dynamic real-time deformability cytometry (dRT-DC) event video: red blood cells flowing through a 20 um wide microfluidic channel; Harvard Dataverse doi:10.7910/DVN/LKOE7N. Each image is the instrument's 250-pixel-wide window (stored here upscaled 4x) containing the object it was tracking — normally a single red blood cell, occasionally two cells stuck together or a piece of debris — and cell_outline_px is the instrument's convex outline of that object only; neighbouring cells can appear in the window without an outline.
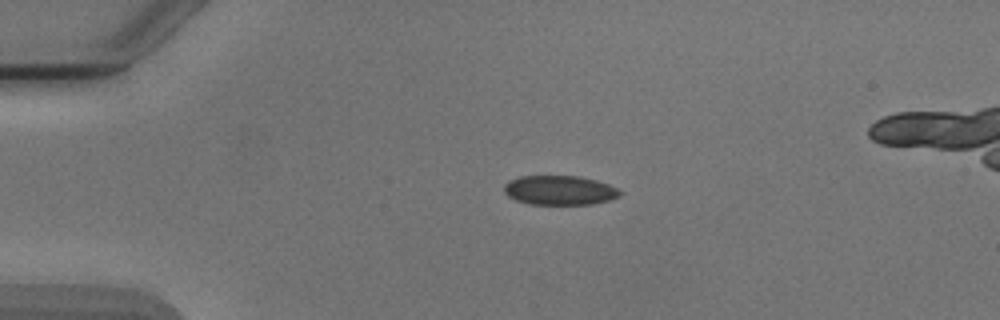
{"species": "Egyptian fruit bat (a non-hibernating species)", "species_latin": "Rousettus aegyptiacus", "temperature_condition": "cold", "stored_images_in_passage": 2, "camera_frame_rate_fps": 3000, "um_per_image_px": 0.085, "animal": {"sex": "male"}, "frame": {"image": 1, "passage_image": 1, "time_ms": 0.0, "image_size_px": [1000, 320], "cell_outline_px": [[624, 192], [620, 196], [608, 200], [592, 204], [532, 204], [516, 200], [508, 196], [504, 192], [504, 184], [508, 180], [520, 176], [580, 176], [596, 180], [608, 184]], "centroid_in_image_um": [47.56, 16.16], "position_along_channel_um": 37.4, "area_um2": 19.88}}